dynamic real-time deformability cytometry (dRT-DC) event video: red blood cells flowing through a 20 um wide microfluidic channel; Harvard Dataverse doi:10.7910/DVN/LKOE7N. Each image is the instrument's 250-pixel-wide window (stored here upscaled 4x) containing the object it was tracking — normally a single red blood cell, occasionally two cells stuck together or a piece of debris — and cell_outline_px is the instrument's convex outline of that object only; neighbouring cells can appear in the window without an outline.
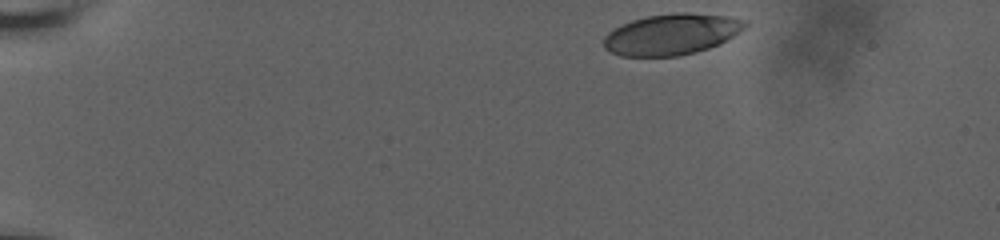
{"species": "human", "species_latin": "Homo sapiens", "temperature_condition": "room temperature", "stored_images_in_passage": 55, "camera_frame_rate_fps": 3000, "um_per_image_px": 0.085, "donor": {"sex": "male"}, "frame": {"image": 1, "passage_image": 1, "time_ms": 0.0, "image_size_px": [1000, 240], "cell_outline_px": [[748, 24], [744, 28], [720, 44], [696, 52], [680, 56], [620, 56], [604, 48], [604, 36], [608, 32], [632, 20], [648, 16], [676, 12], [684, 12], [728, 16], [748, 20]], "centroid_in_image_um": [57.1, 2.91], "position_along_channel_um": 27.9, "area_um2": 33.7}}
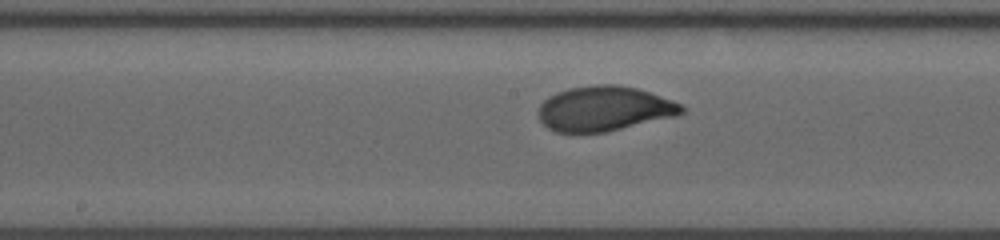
{"frame": {"image": 2, "passage_image": 26, "time_ms": 7.333, "image_size_px": [1000, 240], "cell_outline_px": [[684, 112], [680, 116], [604, 132], [556, 132], [548, 128], [540, 120], [540, 104], [548, 96], [556, 92], [568, 88], [596, 84], [616, 84], [636, 88], [672, 100], [680, 104], [684, 108]], "centroid_in_image_um": [51.38, 9.23], "position_along_channel_um": 196.8, "area_um2": 37.45}}
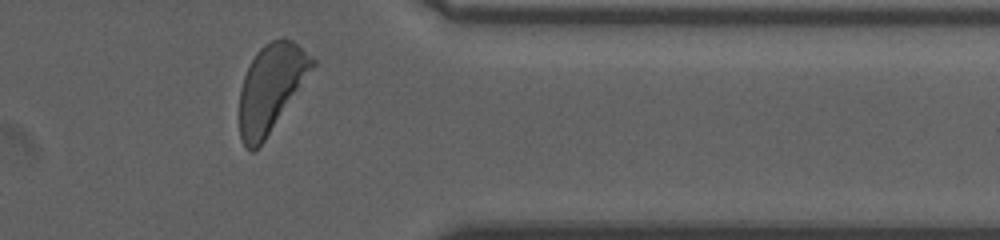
{"frame": {"image": 3, "passage_image": 51, "time_ms": 12.667, "image_size_px": [1000, 240], "cell_outline_px": [[316, 64], [264, 140], [252, 152], [244, 148], [240, 140], [240, 88], [244, 76], [256, 52], [264, 44], [272, 40], [292, 40], [316, 60]], "centroid_in_image_um": [23.01, 7.48], "position_along_channel_um": 388.4, "area_um2": 36.24}, "authors_computed_cell_mechanics": {"area_um2": 36.5296, "velocity_mm_per_s": 3.7406, "shape_relaxation_time_tau1_ms": 3.1147, "shape_relaxation_time_tau2_ms": null, "deformation_change_tau1": 0.1586, "deformation_change_tau2": null}}